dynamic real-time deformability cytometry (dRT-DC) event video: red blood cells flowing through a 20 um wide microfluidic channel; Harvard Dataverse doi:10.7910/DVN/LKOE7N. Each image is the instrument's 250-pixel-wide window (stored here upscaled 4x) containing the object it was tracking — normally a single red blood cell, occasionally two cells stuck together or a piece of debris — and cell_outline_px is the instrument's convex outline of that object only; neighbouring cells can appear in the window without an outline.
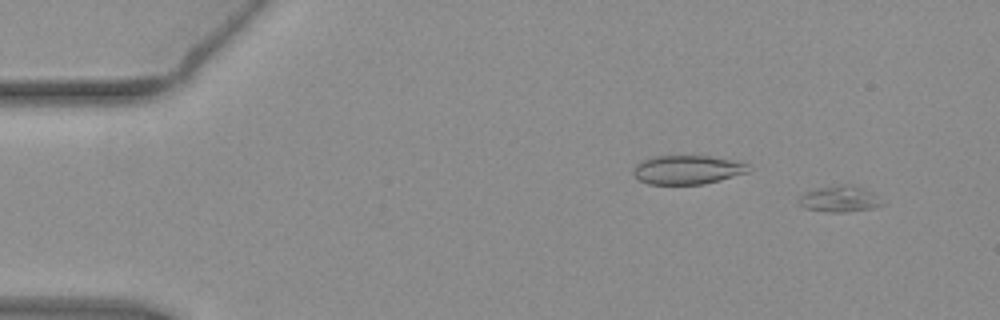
{"species": "common noctule bat (a hibernating species)", "species_latin": "Nyctalus noctula", "temperature_condition": "warm", "stored_images_in_passage": 53, "camera_frame_rate_fps": 3000, "um_per_image_px": 0.085, "animal": {"sex": "female", "body_mass_g": 19.3, "forearm_length_mm": 54.1}, "frame": {"image": 1, "passage_image": 4, "time_ms": 1.0, "image_size_px": [1000, 320], "cell_outline_px": [[884, 204], [872, 208], [844, 212], [828, 212], [804, 208], [796, 200], [804, 192], [820, 188], [840, 184], [852, 184], [872, 192]], "centroid_in_image_um": [71.33, 16.91], "position_along_channel_um": 13.7, "area_um2": 12.6}}
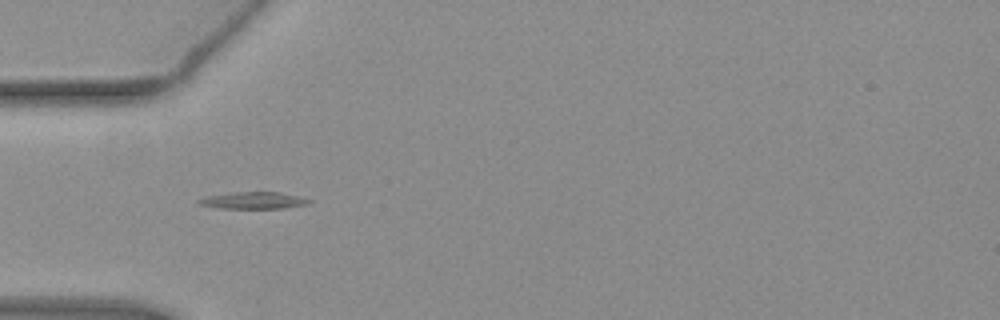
{"frame": {"image": 2, "passage_image": 17, "time_ms": 5.333, "image_size_px": [1000, 320], "cell_outline_px": [[312, 200], [308, 204], [284, 208], [220, 208], [200, 204], [196, 200], [208, 196], [236, 192], [280, 192]], "centroid_in_image_um": [21.56, 17.03], "position_along_channel_um": 63.4, "area_um2": 10.58}}
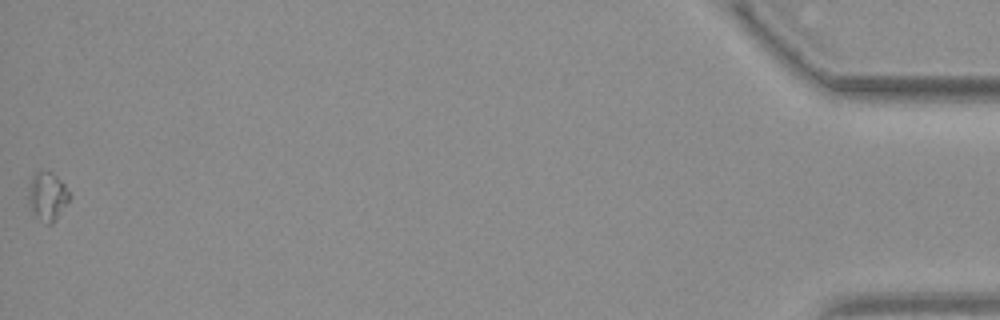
{"frame": {"image": 3, "passage_image": 53, "time_ms": 17.333, "image_size_px": [1000, 320], "cell_outline_px": [[72, 196], [68, 204], [56, 220], [52, 224], [48, 224], [32, 212], [28, 204], [28, 188], [32, 176], [36, 172], [52, 172], [64, 184]], "centroid_in_image_um": [4.05, 16.7], "position_along_channel_um": 431.2, "area_um2": 11.68}}